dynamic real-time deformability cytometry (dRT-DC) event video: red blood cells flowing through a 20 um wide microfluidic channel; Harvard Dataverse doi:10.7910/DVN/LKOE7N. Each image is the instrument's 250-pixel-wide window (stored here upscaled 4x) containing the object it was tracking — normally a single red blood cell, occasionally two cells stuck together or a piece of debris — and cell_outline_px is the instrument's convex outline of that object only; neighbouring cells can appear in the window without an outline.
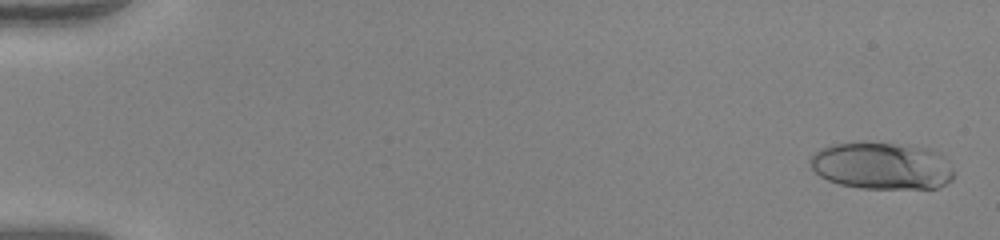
{"species": "human", "species_latin": "Homo sapiens", "temperature_condition": "warm", "stored_images_in_passage": 53, "camera_frame_rate_fps": 3000, "um_per_image_px": 0.085, "donor": {"sex": "female"}, "frame": {"image": 1, "passage_image": 2, "time_ms": 0.333, "image_size_px": [1000, 240], "cell_outline_px": [[952, 180], [936, 188], [860, 188], [840, 184], [828, 180], [820, 176], [812, 168], [812, 156], [820, 148], [832, 144], [860, 140], [908, 144], [932, 148], [940, 152], [944, 156], [952, 172]], "centroid_in_image_um": [74.96, 14.05], "position_along_channel_um": 10.0, "area_um2": 40.06}}
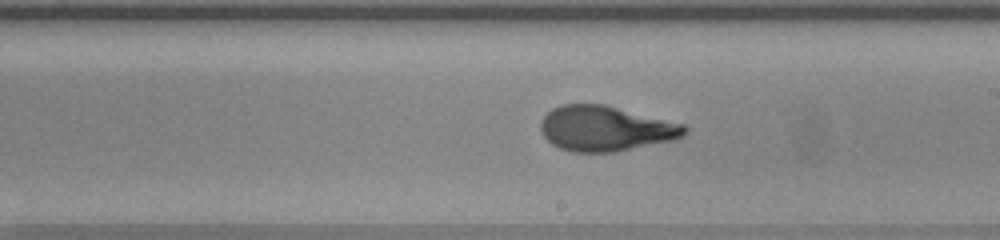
{"frame": {"image": 2, "passage_image": 32, "time_ms": 10.333, "image_size_px": [1000, 240], "cell_outline_px": [[688, 132], [684, 136], [676, 140], [616, 152], [572, 152], [560, 148], [552, 144], [540, 132], [540, 120], [552, 108], [560, 104], [604, 104], [684, 124], [688, 128]], "centroid_in_image_um": [51.49, 10.93], "position_along_channel_um": 237.5, "area_um2": 38.26}}
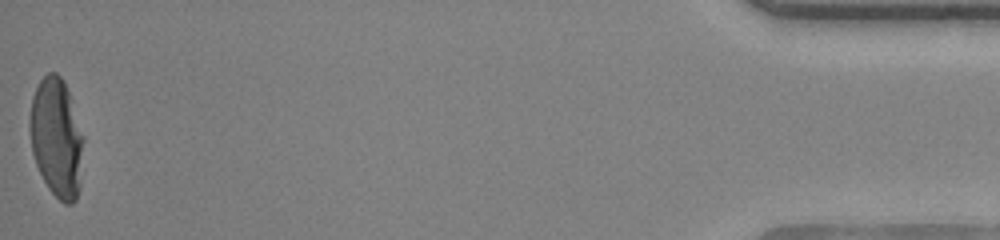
{"frame": {"image": 3, "passage_image": 53, "time_ms": 17.333, "image_size_px": [1000, 240], "cell_outline_px": [[84, 140], [80, 188], [76, 200], [72, 204], [64, 204], [48, 188], [36, 164], [32, 152], [28, 128], [28, 120], [32, 96], [40, 80], [48, 72], [56, 72], [60, 76], [68, 92], [84, 136]], "centroid_in_image_um": [4.8, 11.73], "position_along_channel_um": 430.4, "area_um2": 37.57}, "authors_computed_cell_mechanics": {"area_um2": 37.4544, "velocity_mm_per_s": 3.9983, "shape_relaxation_time_tau1_ms": 7.5884, "shape_relaxation_time_tau2_ms": null, "deformation_change_tau1": 0.3393, "deformation_change_tau2": null}}